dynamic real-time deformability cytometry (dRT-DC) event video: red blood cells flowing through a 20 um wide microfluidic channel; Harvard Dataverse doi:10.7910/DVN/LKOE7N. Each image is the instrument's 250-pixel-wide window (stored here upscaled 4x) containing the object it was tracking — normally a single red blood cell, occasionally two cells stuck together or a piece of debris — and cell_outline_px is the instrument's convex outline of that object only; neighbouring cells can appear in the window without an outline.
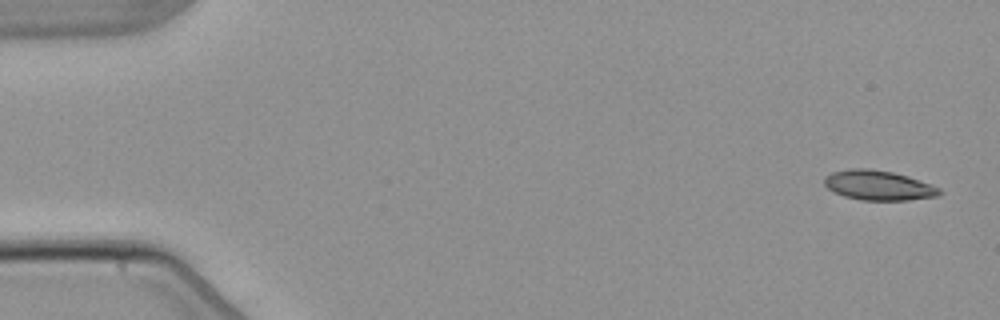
{"species": "common noctule bat (a hibernating species)", "species_latin": "Nyctalus noctula", "temperature_condition": "warm", "stored_images_in_passage": 4, "camera_frame_rate_fps": 3000, "um_per_image_px": 0.085, "animal": {"sex": "male", "body_mass_g": 21.5, "forearm_length_mm": 52.0}, "frame": {"image": 1, "passage_image": 1, "time_ms": 0.0, "image_size_px": [1000, 320], "cell_outline_px": [[944, 192], [936, 196], [908, 200], [860, 200], [844, 196], [828, 188], [824, 184], [824, 176], [832, 172], [852, 168], [868, 168], [892, 172], [908, 176], [932, 184], [940, 188]], "centroid_in_image_um": [74.68, 15.75], "position_along_channel_um": 10.3, "area_um2": 20.0}}
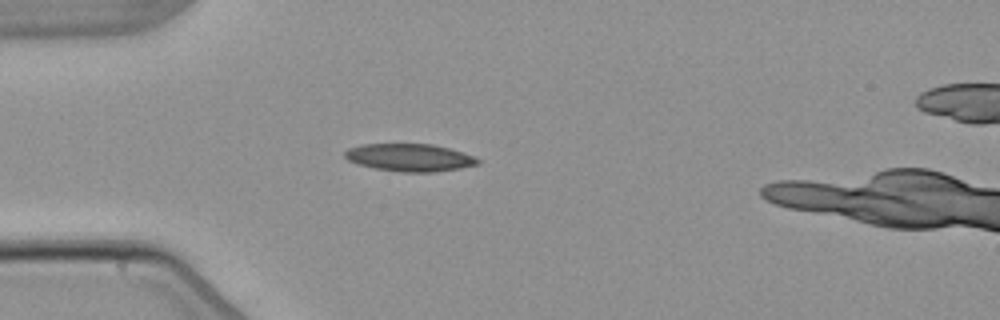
{"frame": {"image": 2, "passage_image": 4, "time_ms": 4.333, "image_size_px": [1000, 320], "cell_outline_px": [[480, 164], [460, 168], [436, 172], [400, 172], [376, 168], [356, 164], [348, 160], [344, 156], [344, 152], [348, 148], [360, 144], [432, 144], [448, 148], [472, 156], [480, 160]], "centroid_in_image_um": [34.78, 13.39], "position_along_channel_um": 50.2, "area_um2": 21.33}}